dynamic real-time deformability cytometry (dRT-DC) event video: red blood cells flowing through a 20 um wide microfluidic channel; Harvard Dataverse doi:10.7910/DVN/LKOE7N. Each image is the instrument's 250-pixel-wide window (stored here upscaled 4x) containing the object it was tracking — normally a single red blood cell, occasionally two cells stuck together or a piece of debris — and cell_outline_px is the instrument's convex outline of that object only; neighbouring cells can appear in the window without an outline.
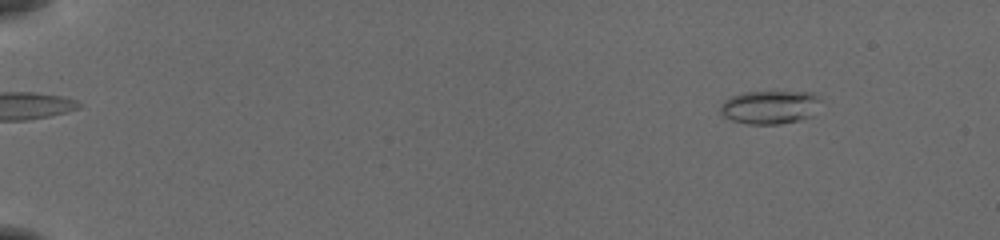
{"species": "common noctule bat (a hibernating species)", "species_latin": "Nyctalus noctula", "temperature_condition": "cold", "stored_images_in_passage": 49, "camera_frame_rate_fps": 3000, "um_per_image_px": 0.085, "animal": {"sex": "female", "body_mass_g": 19.5, "forearm_length_mm": 54.1}, "frame": {"image": 1, "passage_image": 1, "time_ms": 0.0, "image_size_px": [1000, 240], "cell_outline_px": [[820, 100], [812, 116], [780, 124], [748, 124], [732, 120], [724, 116], [720, 112], [720, 104], [724, 100], [732, 96], [744, 92], [812, 92], [820, 96]], "centroid_in_image_um": [65.42, 9.1], "position_along_channel_um": 19.6, "area_um2": 19.48}}
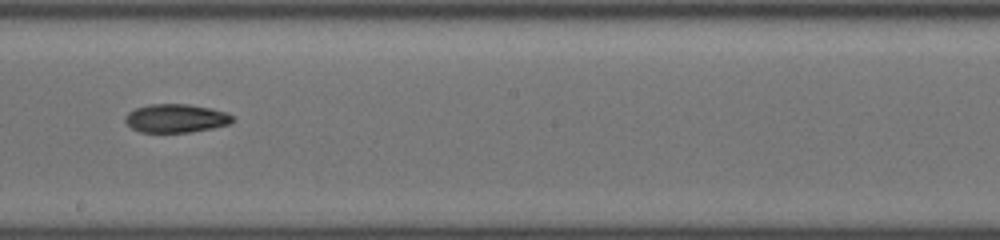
{"frame": {"image": 2, "passage_image": 28, "time_ms": 9.0, "image_size_px": [1000, 240], "cell_outline_px": [[232, 120], [228, 124], [212, 128], [192, 132], [140, 132], [132, 128], [124, 120], [124, 116], [128, 112], [136, 108], [148, 104], [188, 104], [212, 108], [228, 112], [232, 116]], "centroid_in_image_um": [14.94, 10.05], "position_along_channel_um": 233.3, "area_um2": 17.86}}
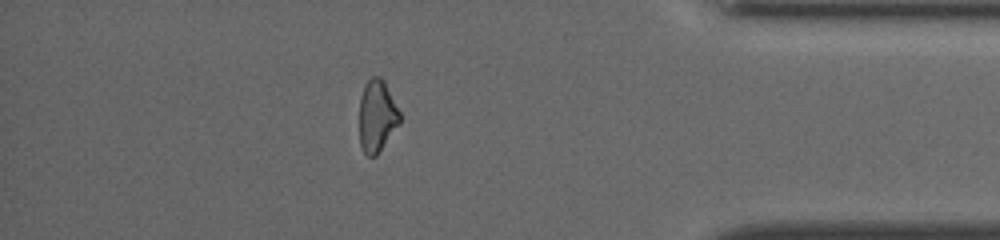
{"frame": {"image": 3, "passage_image": 43, "time_ms": 14.0, "image_size_px": [1000, 240], "cell_outline_px": [[400, 124], [376, 156], [368, 156], [364, 152], [360, 144], [360, 96], [364, 84], [372, 76], [380, 76], [384, 80], [400, 112]], "centroid_in_image_um": [32.05, 9.84], "position_along_channel_um": 403.2, "area_um2": 17.05}, "authors_computed_cell_mechanics": {"area_um2": 17.918, "velocity_mm_per_s": 3.9184, "shape_relaxation_time_tau1_ms": 6.5301, "shape_relaxation_time_tau2_ms": 9.0266, "deformation_change_tau1": 0.183, "deformation_change_tau2": 0.1636}}